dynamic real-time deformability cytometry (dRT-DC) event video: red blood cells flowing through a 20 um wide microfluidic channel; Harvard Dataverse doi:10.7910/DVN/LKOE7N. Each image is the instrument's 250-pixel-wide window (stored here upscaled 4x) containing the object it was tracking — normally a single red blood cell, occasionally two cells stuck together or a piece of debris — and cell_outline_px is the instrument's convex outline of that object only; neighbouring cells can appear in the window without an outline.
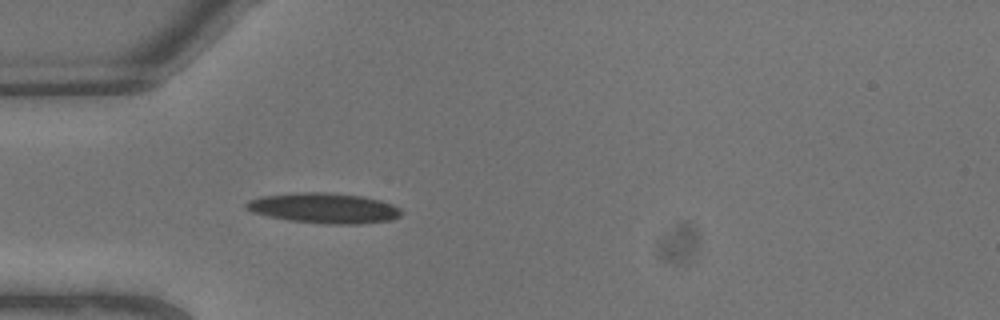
{"species": "common noctule bat (a hibernating species)", "species_latin": "Nyctalus noctula", "temperature_condition": "warm", "stored_images_in_passage": 6, "camera_frame_rate_fps": 3000, "um_per_image_px": 0.085, "animal": {"sex": "male", "body_mass_g": 13.3}, "frame": {"image": 1, "passage_image": 6, "time_ms": 1.667, "image_size_px": [1000, 320], "cell_outline_px": [[404, 212], [400, 216], [392, 220], [360, 224], [324, 224], [288, 220], [268, 216], [252, 212], [244, 208], [244, 204], [248, 200], [260, 196], [296, 192], [328, 192], [364, 196], [380, 200], [392, 204], [400, 208]], "centroid_in_image_um": [27.54, 17.68], "position_along_channel_um": 57.5, "area_um2": 27.8}}